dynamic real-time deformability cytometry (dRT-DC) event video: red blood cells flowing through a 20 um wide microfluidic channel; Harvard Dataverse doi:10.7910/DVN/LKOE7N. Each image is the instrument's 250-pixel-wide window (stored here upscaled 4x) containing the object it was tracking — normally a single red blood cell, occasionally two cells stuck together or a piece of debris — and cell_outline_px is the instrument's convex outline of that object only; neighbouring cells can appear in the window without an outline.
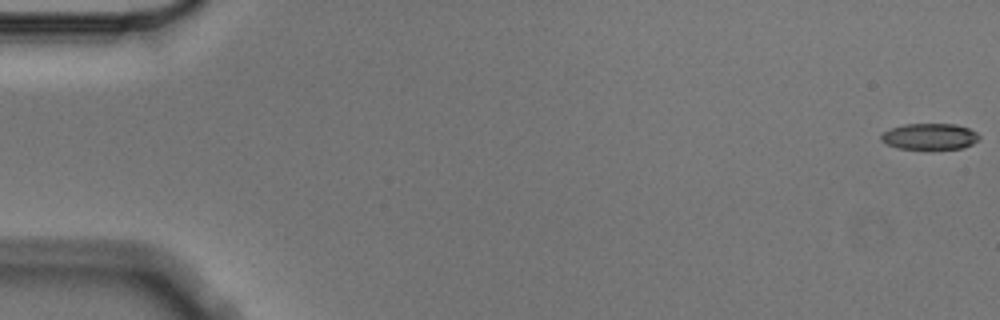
{"species": "Egyptian fruit bat (a non-hibernating species)", "species_latin": "Rousettus aegyptiacus", "temperature_condition": "cold", "stored_images_in_passage": 10, "camera_frame_rate_fps": 3000, "um_per_image_px": 0.085, "animal": {"sex": "male"}, "frame": {"image": 1, "passage_image": 1, "time_ms": 0.0, "image_size_px": [1000, 320], "cell_outline_px": [[980, 140], [964, 148], [928, 152], [896, 148], [880, 140], [880, 136], [884, 132], [892, 128], [904, 124], [956, 124], [968, 128], [976, 132], [980, 136]], "centroid_in_image_um": [79.05, 11.66], "position_along_channel_um": 6.0, "area_um2": 15.78}}
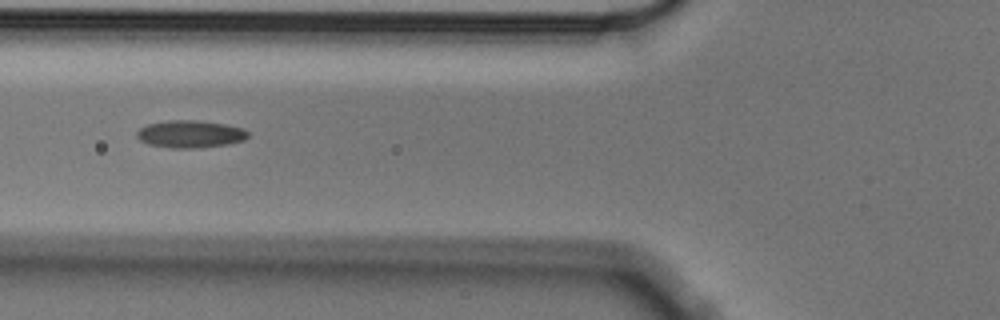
{"frame": {"image": 2, "passage_image": 6, "time_ms": 1.667, "image_size_px": [1000, 320], "cell_outline_px": [[248, 136], [244, 140], [228, 144], [196, 148], [172, 148], [148, 144], [140, 140], [136, 136], [136, 132], [140, 128], [148, 124], [168, 120], [196, 120], [228, 124], [244, 128], [248, 132]], "centroid_in_image_um": [16.18, 11.39], "position_along_channel_um": 109.6, "area_um2": 17.86}}
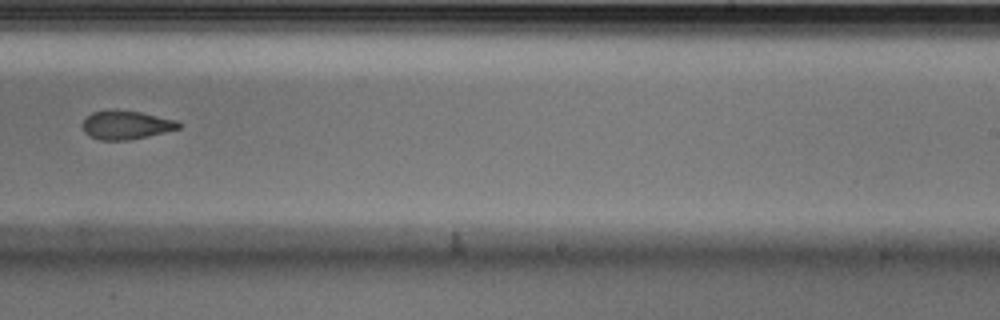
{"frame": {"image": 3, "passage_image": 10, "time_ms": 3.0, "image_size_px": [1000, 320], "cell_outline_px": [[180, 128], [148, 136], [128, 140], [100, 140], [88, 136], [84, 132], [80, 124], [92, 112], [108, 108], [116, 108], [140, 112], [176, 120], [180, 124]], "centroid_in_image_um": [10.64, 10.6], "position_along_channel_um": 278.4, "area_um2": 16.36}}